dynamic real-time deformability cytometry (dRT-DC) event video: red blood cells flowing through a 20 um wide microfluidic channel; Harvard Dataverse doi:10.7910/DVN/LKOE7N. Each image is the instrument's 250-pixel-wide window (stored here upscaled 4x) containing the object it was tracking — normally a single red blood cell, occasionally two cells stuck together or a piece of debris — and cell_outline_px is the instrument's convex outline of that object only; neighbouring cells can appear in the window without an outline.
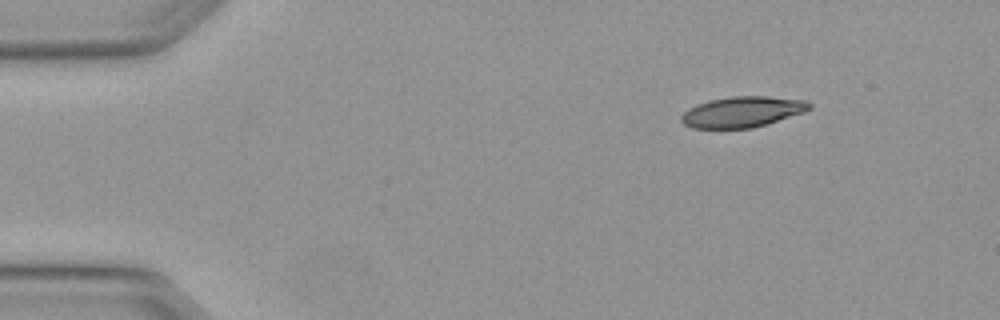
{"species": "Egyptian fruit bat (a non-hibernating species)", "species_latin": "Rousettus aegyptiacus", "temperature_condition": "warm", "stored_images_in_passage": 2, "camera_frame_rate_fps": 3000, "um_per_image_px": 0.085, "animal": {"sex": "female"}, "frame": {"image": 1, "passage_image": 1, "time_ms": 0.0, "image_size_px": [1000, 320], "cell_outline_px": [[812, 108], [804, 112], [768, 124], [752, 128], [692, 128], [684, 124], [680, 120], [680, 116], [688, 108], [696, 104], [708, 100], [732, 96], [768, 96], [808, 100], [812, 104]], "centroid_in_image_um": [63.12, 9.5], "position_along_channel_um": 21.9, "area_um2": 23.24}}